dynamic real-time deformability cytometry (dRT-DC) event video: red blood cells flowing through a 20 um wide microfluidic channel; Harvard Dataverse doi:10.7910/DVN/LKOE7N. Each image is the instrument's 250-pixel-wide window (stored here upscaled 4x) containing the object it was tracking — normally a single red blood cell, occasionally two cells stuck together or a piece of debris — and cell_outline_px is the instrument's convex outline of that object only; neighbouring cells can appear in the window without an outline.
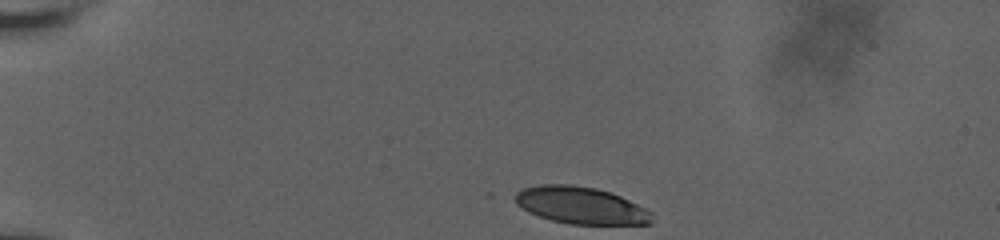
{"species": "human", "species_latin": "Homo sapiens", "temperature_condition": "room temperature", "stored_images_in_passage": 9, "camera_frame_rate_fps": 3000, "um_per_image_px": 0.085, "donor": {"sex": "male"}, "frame": {"image": 1, "passage_image": 1, "time_ms": 0.0, "image_size_px": [1000, 240], "cell_outline_px": [[652, 224], [568, 224], [552, 220], [528, 212], [516, 204], [516, 192], [524, 188], [540, 184], [568, 184], [596, 188], [612, 192], [652, 212]], "centroid_in_image_um": [49.37, 17.45], "position_along_channel_um": 35.6, "area_um2": 29.42}}
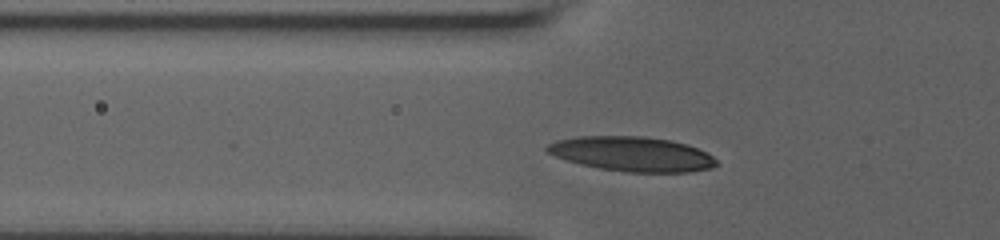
{"frame": {"image": 2, "passage_image": 8, "time_ms": 3.0, "image_size_px": [1000, 240], "cell_outline_px": [[720, 164], [712, 168], [688, 172], [628, 172], [600, 168], [580, 164], [556, 156], [548, 152], [544, 148], [548, 144], [556, 140], [576, 136], [640, 136], [672, 140], [696, 148], [712, 156]], "centroid_in_image_um": [53.72, 13.08], "position_along_channel_um": 72.1, "area_um2": 34.04}}